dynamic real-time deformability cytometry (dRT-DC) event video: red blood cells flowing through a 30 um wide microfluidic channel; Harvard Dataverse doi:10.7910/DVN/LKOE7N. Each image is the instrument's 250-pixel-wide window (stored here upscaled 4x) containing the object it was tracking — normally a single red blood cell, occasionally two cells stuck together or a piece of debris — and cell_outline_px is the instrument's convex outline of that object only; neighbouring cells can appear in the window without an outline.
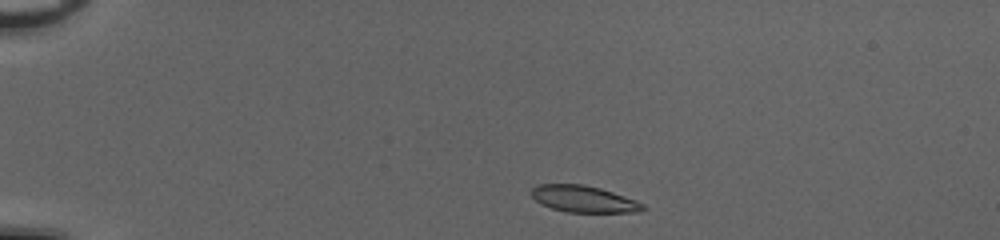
{"species": "common noctule bat (a hibernating species)", "species_latin": "Nyctalus noctula", "temperature_condition": "cold", "stored_images_in_passage": 42, "camera_frame_rate_fps": 3000, "um_per_image_px": 0.085, "animal": {"sex": "female", "body_mass_g": 20.0, "forearm_length_mm": 54.0}, "frame": {"image": 1, "passage_image": 2, "time_ms": 0.333, "image_size_px": [1000, 240], "cell_outline_px": [[648, 208], [640, 212], [564, 212], [540, 204], [532, 196], [532, 188], [536, 184], [584, 184], [600, 188], [636, 200], [644, 204]], "centroid_in_image_um": [49.63, 16.92], "position_along_channel_um": 35.4, "area_um2": 17.4}}
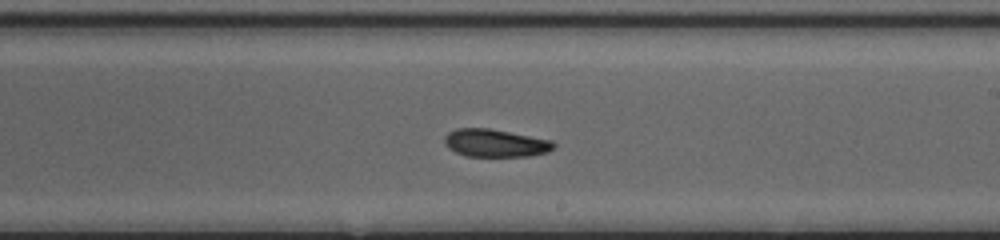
{"frame": {"image": 2, "passage_image": 23, "time_ms": 7.333, "image_size_px": [1000, 240], "cell_outline_px": [[556, 144], [548, 152], [528, 156], [464, 156], [448, 148], [444, 144], [444, 136], [448, 132], [456, 128], [492, 128], [552, 140]], "centroid_in_image_um": [42.08, 12.15], "position_along_channel_um": 246.9, "area_um2": 17.86}}
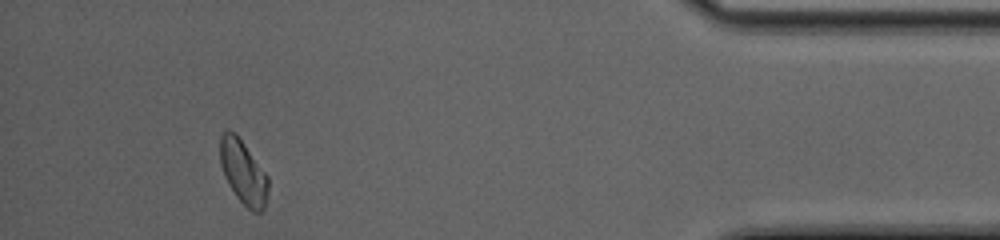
{"frame": {"image": 3, "passage_image": 39, "time_ms": 12.667, "image_size_px": [1000, 240], "cell_outline_px": [[268, 192], [264, 208], [260, 212], [252, 212], [236, 196], [228, 184], [224, 176], [220, 164], [220, 136], [228, 128], [240, 140], [268, 176]], "centroid_in_image_um": [20.66, 14.67], "position_along_channel_um": 414.5, "area_um2": 17.57}, "authors_computed_cell_mechanics": {"area_um2": 17.918, "velocity_mm_per_s": 4.0496, "shape_relaxation_time_tau1_ms": 7.4333, "shape_relaxation_time_tau2_ms": 1.1577, "deformation_change_tau1": 0.1743, "deformation_change_tau2": 0.0558}}